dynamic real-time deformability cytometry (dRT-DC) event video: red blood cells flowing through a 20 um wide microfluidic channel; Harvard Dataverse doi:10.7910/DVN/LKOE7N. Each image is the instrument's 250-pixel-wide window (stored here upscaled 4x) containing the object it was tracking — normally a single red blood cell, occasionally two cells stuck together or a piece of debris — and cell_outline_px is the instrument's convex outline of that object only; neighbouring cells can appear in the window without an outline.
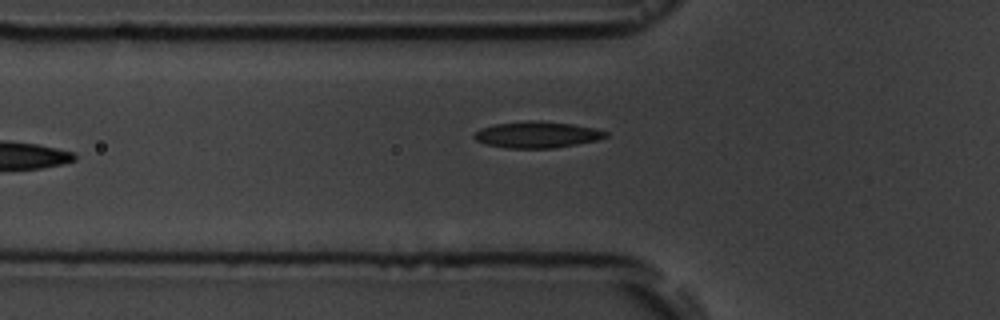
{"species": "common noctule bat (a hibernating species)", "species_latin": "Nyctalus noctula", "temperature_condition": "room temperature", "stored_images_in_passage": 8, "camera_frame_rate_fps": 3000, "um_per_image_px": 0.085, "animal": {"sex": "male", "body_mass_g": 19.5, "forearm_length_mm": 54.6}, "frame": {"image": 1, "passage_image": 7, "time_ms": 7.0, "image_size_px": [1000, 320], "cell_outline_px": [[608, 136], [600, 140], [552, 148], [508, 148], [484, 144], [476, 140], [472, 136], [480, 128], [492, 124], [528, 120], [536, 120], [572, 124], [592, 128], [608, 132]], "centroid_in_image_um": [45.62, 11.44], "position_along_channel_um": 80.2, "area_um2": 20.29}}
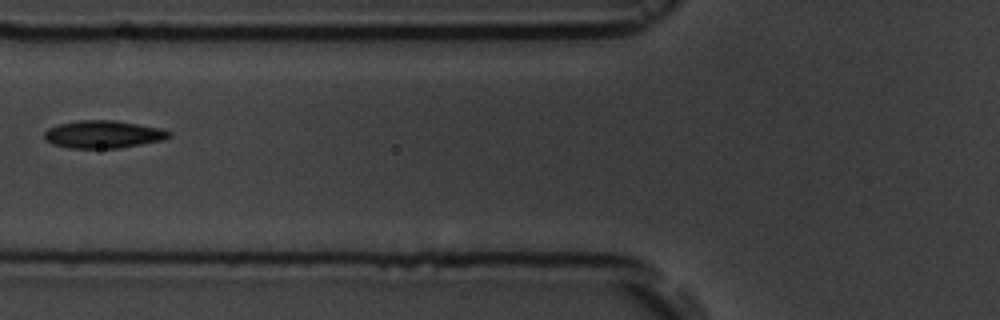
{"frame": {"image": 2, "passage_image": 8, "time_ms": 8.0, "image_size_px": [1000, 320], "cell_outline_px": [[172, 136], [164, 140], [120, 148], [68, 148], [52, 144], [44, 140], [44, 132], [48, 128], [60, 124], [80, 120], [116, 120], [160, 128], [172, 132]], "centroid_in_image_um": [8.78, 11.42], "position_along_channel_um": 117.0, "area_um2": 20.23}}